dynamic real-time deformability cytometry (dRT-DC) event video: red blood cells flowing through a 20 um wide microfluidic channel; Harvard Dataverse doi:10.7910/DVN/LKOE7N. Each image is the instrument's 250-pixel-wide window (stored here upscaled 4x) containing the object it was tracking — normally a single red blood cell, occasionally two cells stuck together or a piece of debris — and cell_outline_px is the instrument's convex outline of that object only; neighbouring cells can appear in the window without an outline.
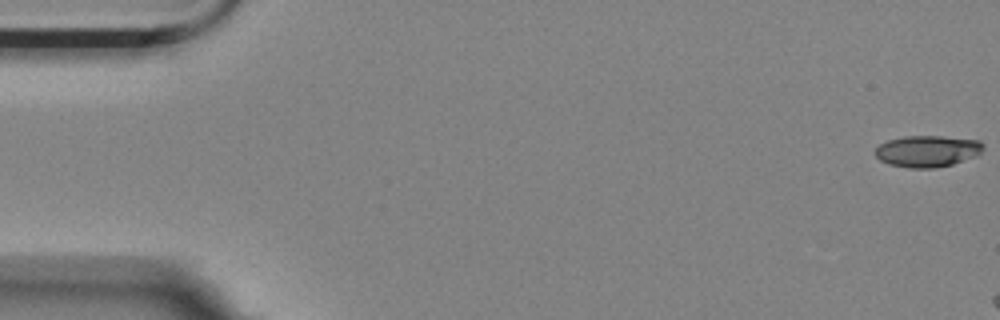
{"species": "Egyptian fruit bat (a non-hibernating species)", "species_latin": "Rousettus aegyptiacus", "temperature_condition": "room temperature", "stored_images_in_passage": 7, "camera_frame_rate_fps": 3000, "um_per_image_px": 0.085, "animal": {"sex": "female"}, "frame": {"image": 1, "passage_image": 1, "time_ms": 0.0, "image_size_px": [1000, 320], "cell_outline_px": [[984, 148], [976, 156], [952, 164], [936, 168], [908, 168], [888, 164], [880, 160], [872, 152], [880, 144], [888, 140], [904, 136], [940, 136], [980, 140], [984, 144]], "centroid_in_image_um": [78.81, 12.85], "position_along_channel_um": 6.2, "area_um2": 20.0}}